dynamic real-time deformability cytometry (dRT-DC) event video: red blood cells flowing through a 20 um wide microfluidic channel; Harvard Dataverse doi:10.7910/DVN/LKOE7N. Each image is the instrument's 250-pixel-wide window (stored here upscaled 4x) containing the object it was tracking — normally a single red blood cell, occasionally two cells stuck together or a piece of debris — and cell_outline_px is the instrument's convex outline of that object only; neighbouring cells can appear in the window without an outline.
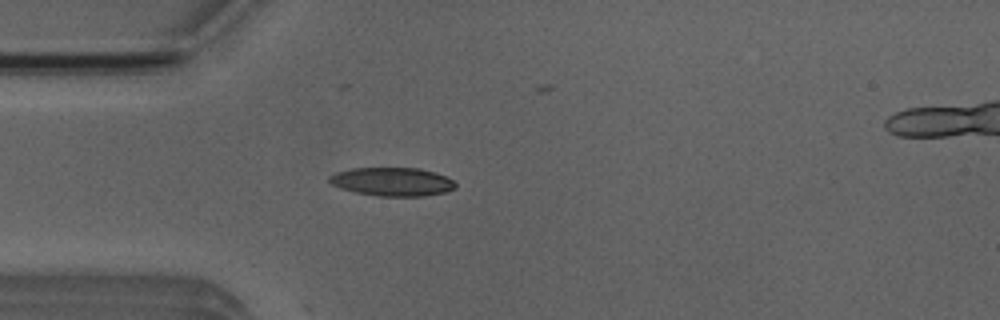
{"species": "Egyptian fruit bat (a non-hibernating species)", "species_latin": "Rousettus aegyptiacus", "temperature_condition": "room temperature", "stored_images_in_passage": 1, "camera_frame_rate_fps": 3000, "um_per_image_px": 0.085, "animal": {"sex": "male"}, "frame": {"image": 1, "passage_image": 1, "time_ms": 0.0, "image_size_px": [1000, 320], "cell_outline_px": [[456, 188], [444, 192], [424, 196], [380, 196], [356, 192], [340, 188], [332, 184], [328, 180], [328, 176], [336, 172], [352, 168], [420, 168], [436, 172], [452, 180], [456, 184]], "centroid_in_image_um": [33.34, 15.44], "position_along_channel_um": 51.7, "area_um2": 20.92}}